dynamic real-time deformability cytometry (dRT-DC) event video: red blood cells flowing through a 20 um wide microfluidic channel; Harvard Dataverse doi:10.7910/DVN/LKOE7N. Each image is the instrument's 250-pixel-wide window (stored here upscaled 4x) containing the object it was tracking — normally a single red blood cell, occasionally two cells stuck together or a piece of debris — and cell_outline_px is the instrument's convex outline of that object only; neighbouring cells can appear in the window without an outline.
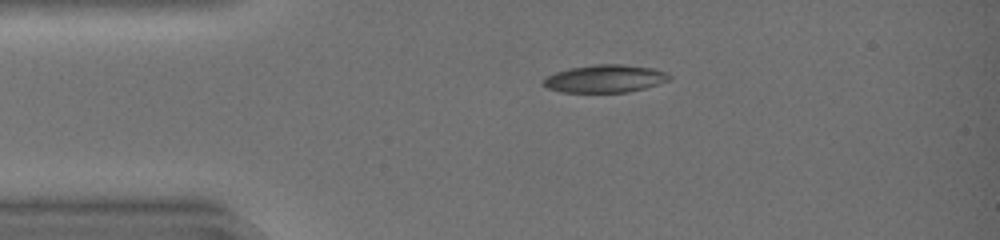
{"species": "common noctule bat (a hibernating species)", "species_latin": "Nyctalus noctula", "temperature_condition": "warm", "stored_images_in_passage": 36, "camera_frame_rate_fps": 3000, "um_per_image_px": 0.085, "animal": {"sex": "female", "body_mass_g": 19.0, "forearm_length_mm": 51.5}, "frame": {"image": 1, "passage_image": 1, "time_ms": 0.0, "image_size_px": [1000, 240], "cell_outline_px": [[672, 80], [644, 88], [628, 92], [560, 92], [548, 88], [540, 84], [540, 80], [556, 72], [572, 68], [592, 64], [624, 64], [656, 68], [668, 72], [672, 76]], "centroid_in_image_um": [51.46, 6.68], "position_along_channel_um": 33.5, "area_um2": 20.69}}
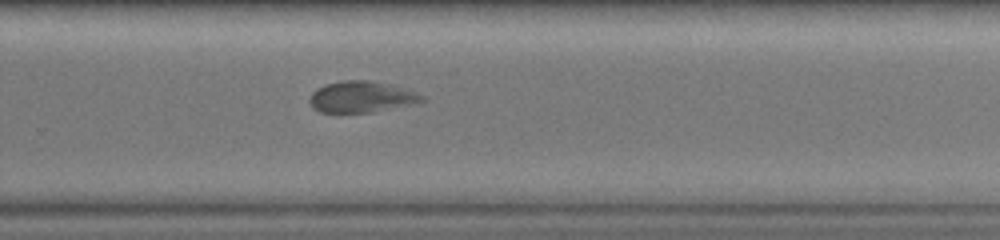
{"frame": {"image": 2, "passage_image": 22, "time_ms": 7.0, "image_size_px": [1000, 240], "cell_outline_px": [[428, 100], [416, 104], [372, 112], [320, 112], [312, 108], [308, 100], [312, 92], [316, 88], [324, 84], [344, 80], [368, 80], [388, 84], [420, 92]], "centroid_in_image_um": [30.76, 8.23], "position_along_channel_um": 299.0, "area_um2": 20.81}}
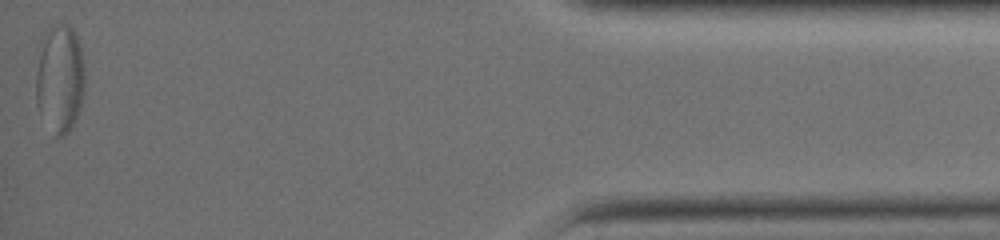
{"frame": {"image": 3, "passage_image": 36, "time_ms": 11.667, "image_size_px": [1000, 240], "cell_outline_px": [[84, 92], [80, 108], [76, 120], [68, 132], [64, 136], [56, 136], [36, 104], [36, 72], [40, 40], [44, 32], [52, 24], [68, 24], [72, 28], [80, 44], [84, 68]], "centroid_in_image_um": [5.09, 6.62], "position_along_channel_um": 430.1, "area_um2": 31.04}}